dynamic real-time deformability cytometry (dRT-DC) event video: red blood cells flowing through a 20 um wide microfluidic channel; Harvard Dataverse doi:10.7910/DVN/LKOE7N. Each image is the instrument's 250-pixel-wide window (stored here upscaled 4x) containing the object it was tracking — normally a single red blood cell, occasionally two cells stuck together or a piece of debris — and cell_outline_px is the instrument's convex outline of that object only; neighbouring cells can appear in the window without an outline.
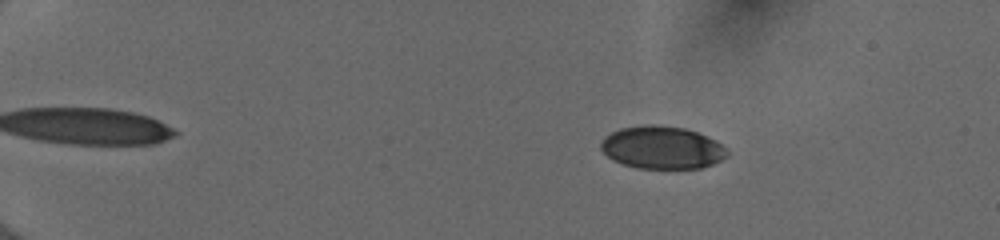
{"species": "human", "species_latin": "Homo sapiens", "temperature_condition": "cold", "stored_images_in_passage": 49, "camera_frame_rate_fps": 3000, "um_per_image_px": 0.085, "donor": {"sex": "female"}, "frame": {"image": 1, "passage_image": 5, "time_ms": 1.333, "image_size_px": [1000, 240], "cell_outline_px": [[728, 156], [712, 164], [700, 168], [636, 168], [620, 164], [612, 160], [600, 148], [600, 140], [604, 136], [620, 128], [644, 124], [656, 124], [684, 128], [696, 132], [716, 140], [728, 152]], "centroid_in_image_um": [56.22, 12.54], "position_along_channel_um": 28.8, "area_um2": 31.56}}
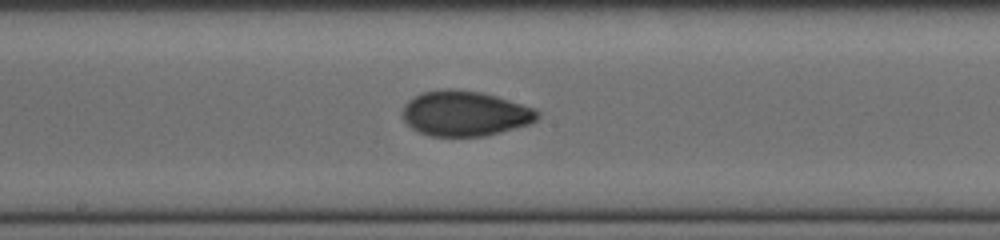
{"frame": {"image": 2, "passage_image": 27, "time_ms": 8.667, "image_size_px": [1000, 240], "cell_outline_px": [[540, 116], [532, 124], [484, 136], [428, 136], [412, 128], [404, 120], [404, 104], [408, 100], [424, 92], [444, 88], [452, 88], [480, 92], [496, 96], [536, 108], [540, 112]], "centroid_in_image_um": [39.57, 9.64], "position_along_channel_um": 208.6, "area_um2": 35.6}}
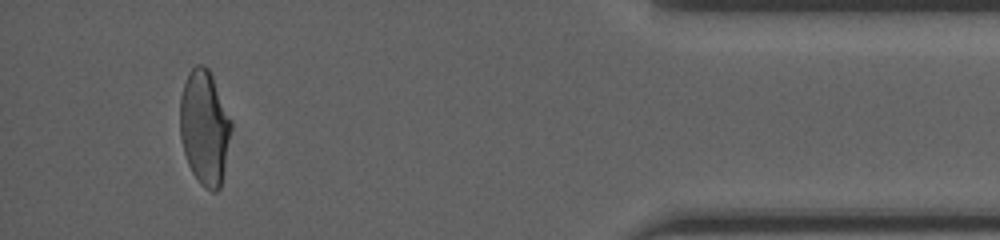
{"frame": {"image": 3, "passage_image": 46, "time_ms": 15.0, "image_size_px": [1000, 240], "cell_outline_px": [[232, 128], [220, 188], [216, 192], [212, 192], [204, 188], [200, 184], [192, 172], [188, 164], [184, 152], [180, 136], [180, 96], [188, 72], [196, 64], [204, 64], [208, 68], [212, 76], [232, 124]], "centroid_in_image_um": [17.37, 10.85], "position_along_channel_um": 417.8, "area_um2": 34.04}, "authors_computed_cell_mechanics": {"area_um2": 33.8708, "velocity_mm_per_s": 4.003, "shape_relaxation_time_tau1_ms": 5.55, "shape_relaxation_time_tau2_ms": 1.2399, "deformation_change_tau1": 0.1603, "deformation_change_tau2": 0.0508}}